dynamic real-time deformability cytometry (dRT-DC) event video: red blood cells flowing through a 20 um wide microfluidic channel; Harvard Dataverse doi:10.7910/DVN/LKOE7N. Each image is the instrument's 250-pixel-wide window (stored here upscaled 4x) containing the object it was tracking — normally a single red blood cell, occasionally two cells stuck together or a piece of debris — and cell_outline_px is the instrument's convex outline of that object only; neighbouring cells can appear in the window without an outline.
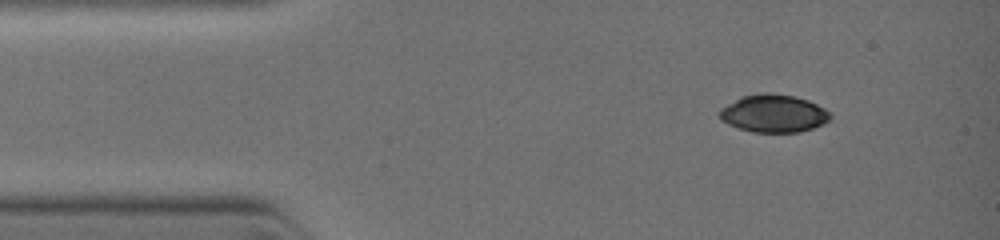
{"species": "common noctule bat (a hibernating species)", "species_latin": "Nyctalus noctula", "temperature_condition": "warm", "stored_images_in_passage": 2, "camera_frame_rate_fps": 3000, "um_per_image_px": 0.085, "animal": {"sex": "female", "body_mass_g": 19.0, "forearm_length_mm": 51.5}, "frame": {"image": 1, "passage_image": 1, "time_ms": 0.0, "image_size_px": [1000, 240], "cell_outline_px": [[832, 116], [824, 124], [800, 132], [752, 132], [728, 124], [720, 120], [720, 108], [740, 96], [760, 92], [772, 92], [792, 96], [808, 100], [824, 108]], "centroid_in_image_um": [65.73, 9.63], "position_along_channel_um": 19.3, "area_um2": 24.45}}